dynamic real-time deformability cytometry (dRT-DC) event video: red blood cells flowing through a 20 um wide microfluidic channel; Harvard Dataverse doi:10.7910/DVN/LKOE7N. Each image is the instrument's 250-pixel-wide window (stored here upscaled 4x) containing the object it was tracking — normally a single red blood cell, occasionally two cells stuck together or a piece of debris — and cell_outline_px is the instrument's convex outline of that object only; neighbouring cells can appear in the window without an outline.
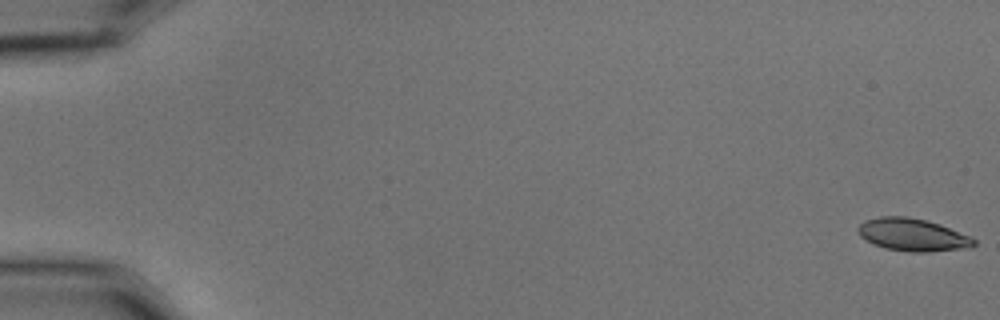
{"species": "common noctule bat (a hibernating species)", "species_latin": "Nyctalus noctula", "temperature_condition": "cold", "stored_images_in_passage": 58, "camera_frame_rate_fps": 3000, "um_per_image_px": 0.085, "animal": {"sex": "male", "body_mass_g": 15.6}, "frame": {"image": 1, "passage_image": 1, "time_ms": 0.0, "image_size_px": [1000, 320], "cell_outline_px": [[976, 244], [972, 248], [928, 252], [908, 252], [884, 248], [872, 244], [860, 236], [856, 228], [864, 220], [880, 216], [908, 216], [940, 224], [968, 236], [976, 240]], "centroid_in_image_um": [77.55, 19.97], "position_along_channel_um": 7.5, "area_um2": 22.2}}
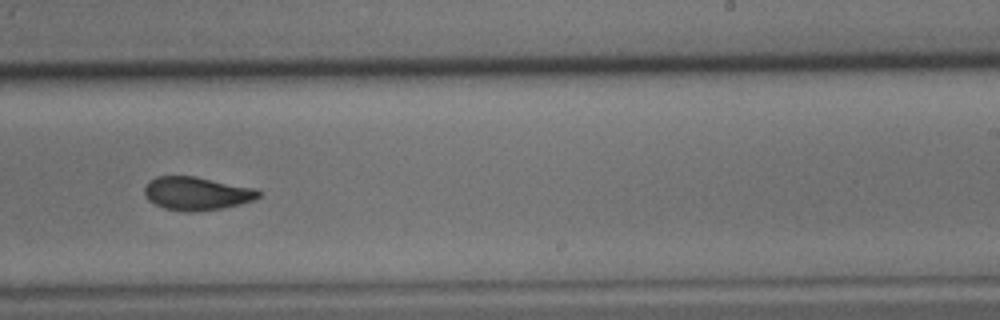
{"frame": {"image": 2, "passage_image": 37, "time_ms": 12.0, "image_size_px": [1000, 320], "cell_outline_px": [[260, 196], [252, 200], [240, 204], [224, 208], [184, 212], [164, 208], [148, 200], [144, 192], [144, 188], [148, 180], [156, 176], [196, 176], [256, 188], [260, 192]], "centroid_in_image_um": [16.7, 16.43], "position_along_channel_um": 272.3, "area_um2": 22.2}}
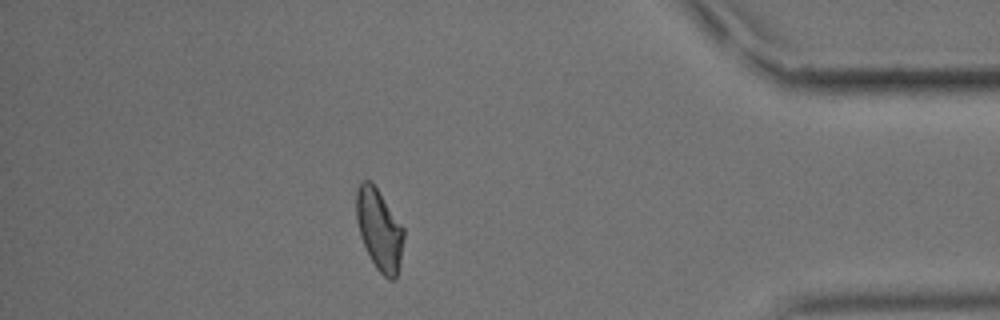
{"frame": {"image": 3, "passage_image": 51, "time_ms": 16.667, "image_size_px": [1000, 320], "cell_outline_px": [[404, 236], [400, 260], [396, 280], [388, 280], [376, 268], [360, 236], [356, 220], [356, 192], [360, 180], [368, 180], [376, 188], [404, 228]], "centroid_in_image_um": [32.23, 19.53], "position_along_channel_um": 403.0, "area_um2": 22.14}, "authors_computed_cell_mechanics": {"area_um2": 22.3975, "velocity_mm_per_s": 3.5471, "shape_relaxation_time_tau1_ms": 4.8258, "shape_relaxation_time_tau2_ms": 1.8232, "deformation_change_tau1": 0.1494, "deformation_change_tau2": 0.0672}}